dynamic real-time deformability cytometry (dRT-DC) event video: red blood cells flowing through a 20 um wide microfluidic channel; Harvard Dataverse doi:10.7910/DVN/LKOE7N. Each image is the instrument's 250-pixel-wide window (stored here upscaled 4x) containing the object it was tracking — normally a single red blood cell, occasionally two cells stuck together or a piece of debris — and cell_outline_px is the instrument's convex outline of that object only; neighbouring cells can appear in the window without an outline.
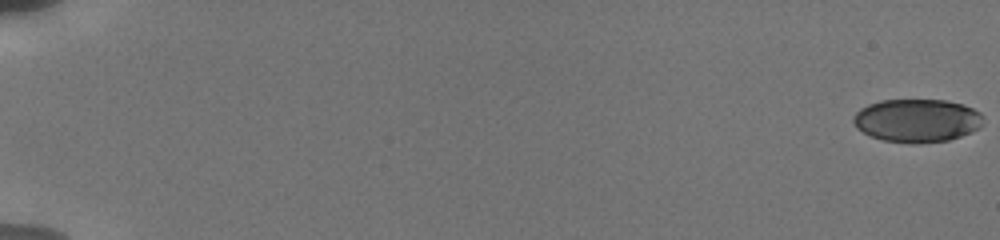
{"species": "human", "species_latin": "Homo sapiens", "temperature_condition": "cold", "stored_images_in_passage": 50, "camera_frame_rate_fps": 3000, "um_per_image_px": 0.085, "donor": {"sex": "male"}, "frame": {"image": 1, "passage_image": 1, "time_ms": 0.0, "image_size_px": [1000, 240], "cell_outline_px": [[984, 124], [980, 128], [972, 132], [948, 140], [916, 144], [912, 144], [884, 140], [872, 136], [856, 128], [852, 120], [852, 116], [860, 108], [868, 104], [880, 100], [944, 100], [964, 104], [980, 112], [984, 116]], "centroid_in_image_um": [77.97, 10.24], "position_along_channel_um": 7.0, "area_um2": 33.06}}
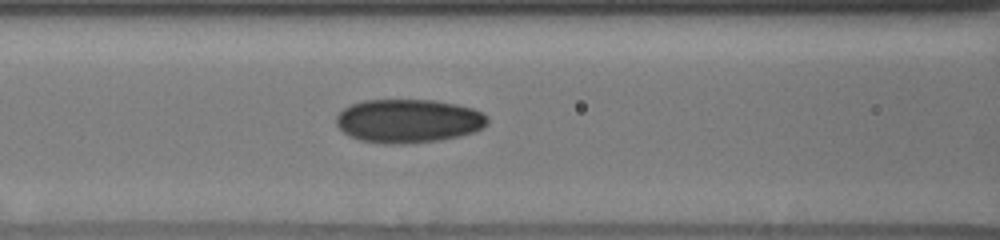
{"frame": {"image": 2, "passage_image": 25, "time_ms": 8.667, "image_size_px": [1000, 240], "cell_outline_px": [[488, 124], [472, 132], [460, 136], [440, 140], [404, 144], [384, 144], [360, 140], [348, 136], [336, 124], [336, 116], [344, 108], [352, 104], [364, 100], [436, 100], [456, 104], [472, 108], [488, 116]], "centroid_in_image_um": [34.7, 10.28], "position_along_channel_um": 131.9, "area_um2": 38.55}}
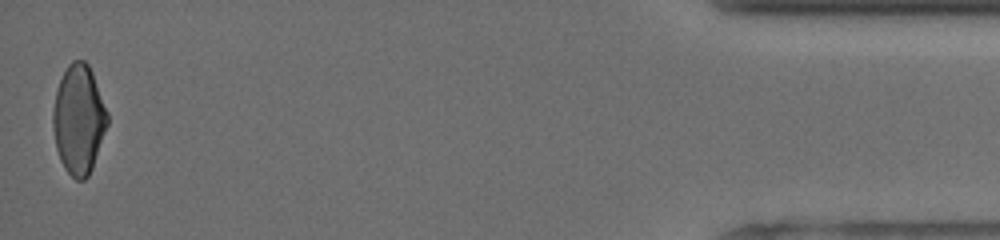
{"frame": {"image": 3, "passage_image": 50, "time_ms": 18.333, "image_size_px": [1000, 240], "cell_outline_px": [[108, 124], [92, 168], [88, 176], [84, 180], [76, 180], [64, 168], [60, 160], [56, 148], [52, 124], [52, 112], [56, 92], [60, 80], [68, 64], [72, 60], [84, 60], [88, 64], [92, 72], [108, 112]], "centroid_in_image_um": [6.69, 10.16], "position_along_channel_um": 428.5, "area_um2": 34.62}, "authors_computed_cell_mechanics": {"area_um2": 35.6337, "velocity_mm_per_s": 3.8465, "shape_relaxation_time_tau1_ms": 4.4247, "shape_relaxation_time_tau2_ms": 2.2965, "deformation_change_tau1": 0.1217, "deformation_change_tau2": 0.058}}